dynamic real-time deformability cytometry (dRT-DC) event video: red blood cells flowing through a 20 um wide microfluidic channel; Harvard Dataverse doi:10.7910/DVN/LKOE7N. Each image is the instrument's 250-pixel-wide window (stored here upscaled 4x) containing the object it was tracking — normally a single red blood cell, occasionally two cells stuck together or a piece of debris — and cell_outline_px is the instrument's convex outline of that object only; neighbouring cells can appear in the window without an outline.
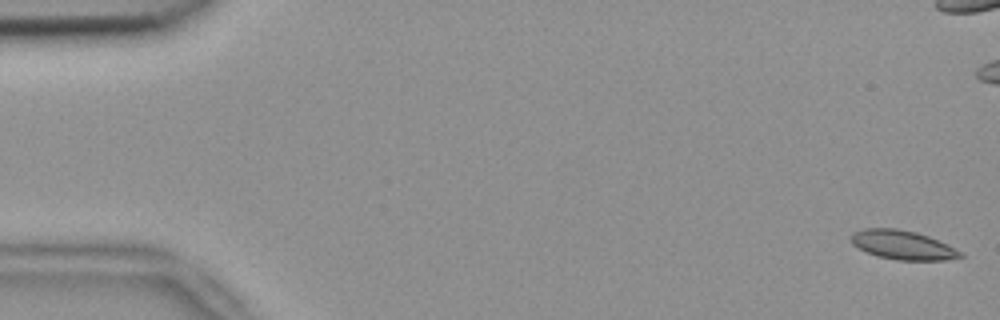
{"species": "common noctule bat (a hibernating species)", "species_latin": "Nyctalus noctula", "temperature_condition": "room temperature", "stored_images_in_passage": 54, "camera_frame_rate_fps": 3000, "um_per_image_px": 0.085, "animal": {"sex": "female", "body_mass_g": 18.4}, "frame": {"image": 1, "passage_image": 1, "time_ms": 0.0, "image_size_px": [1000, 320], "cell_outline_px": [[964, 256], [944, 260], [896, 260], [876, 256], [852, 244], [852, 232], [864, 228], [896, 228], [916, 232], [928, 236], [948, 244], [964, 252]], "centroid_in_image_um": [76.76, 20.82], "position_along_channel_um": 8.2, "area_um2": 18.55}}
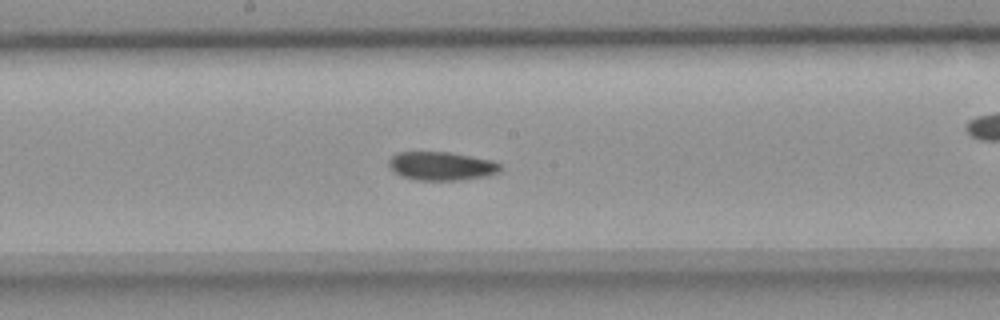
{"frame": {"image": 2, "passage_image": 28, "time_ms": 9.0, "image_size_px": [1000, 320], "cell_outline_px": [[500, 172], [488, 176], [460, 180], [412, 180], [400, 176], [388, 168], [388, 160], [396, 152], [448, 152], [492, 160], [500, 164]], "centroid_in_image_um": [37.48, 14.12], "position_along_channel_um": 210.7, "area_um2": 18.79}}
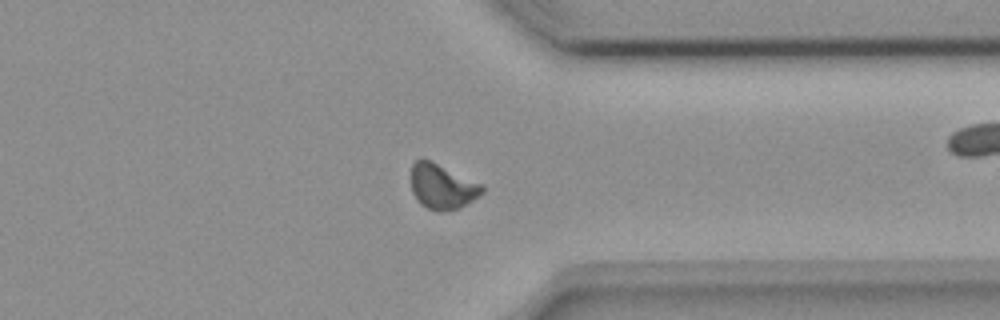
{"frame": {"image": 3, "passage_image": 41, "time_ms": 13.333, "image_size_px": [1000, 320], "cell_outline_px": [[484, 192], [460, 208], [428, 208], [420, 204], [416, 200], [412, 192], [412, 164], [416, 160], [432, 160], [484, 184]], "centroid_in_image_um": [37.61, 15.8], "position_along_channel_um": 373.8, "area_um2": 18.38}, "authors_computed_cell_mechanics": {"area_um2": 18.6694, "velocity_mm_per_s": 3.8195, "shape_relaxation_time_tau1_ms": null, "shape_relaxation_time_tau2_ms": 4.2055, "deformation_change_tau1": null, "deformation_change_tau2": 0.0884}}